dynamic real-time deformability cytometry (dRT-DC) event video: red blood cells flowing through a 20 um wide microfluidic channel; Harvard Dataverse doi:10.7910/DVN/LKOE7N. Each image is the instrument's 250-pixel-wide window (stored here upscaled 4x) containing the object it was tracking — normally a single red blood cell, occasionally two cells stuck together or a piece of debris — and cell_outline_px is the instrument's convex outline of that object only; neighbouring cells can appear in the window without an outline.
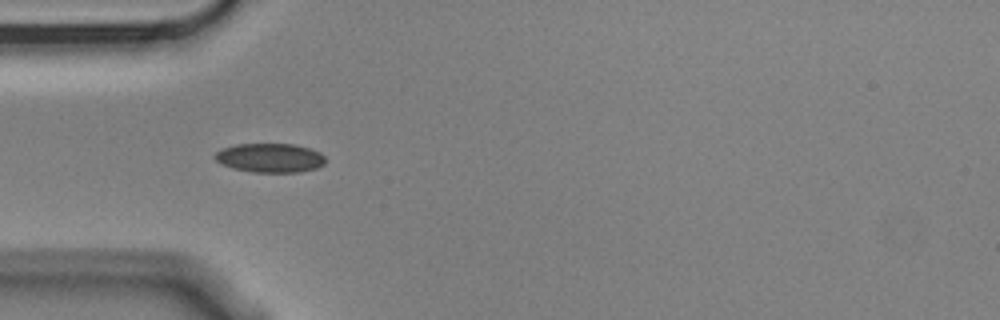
{"species": "Egyptian fruit bat (a non-hibernating species)", "species_latin": "Rousettus aegyptiacus", "temperature_condition": "cold", "stored_images_in_passage": 3, "camera_frame_rate_fps": 3000, "um_per_image_px": 0.085, "animal": {"sex": "male"}, "frame": {"image": 1, "passage_image": 3, "time_ms": 0.667, "image_size_px": [1000, 320], "cell_outline_px": [[324, 164], [316, 168], [300, 172], [252, 172], [232, 168], [220, 164], [212, 156], [220, 148], [236, 144], [292, 144], [308, 148], [320, 152], [324, 156]], "centroid_in_image_um": [22.89, 13.42], "position_along_channel_um": 62.1, "area_um2": 18.84}}